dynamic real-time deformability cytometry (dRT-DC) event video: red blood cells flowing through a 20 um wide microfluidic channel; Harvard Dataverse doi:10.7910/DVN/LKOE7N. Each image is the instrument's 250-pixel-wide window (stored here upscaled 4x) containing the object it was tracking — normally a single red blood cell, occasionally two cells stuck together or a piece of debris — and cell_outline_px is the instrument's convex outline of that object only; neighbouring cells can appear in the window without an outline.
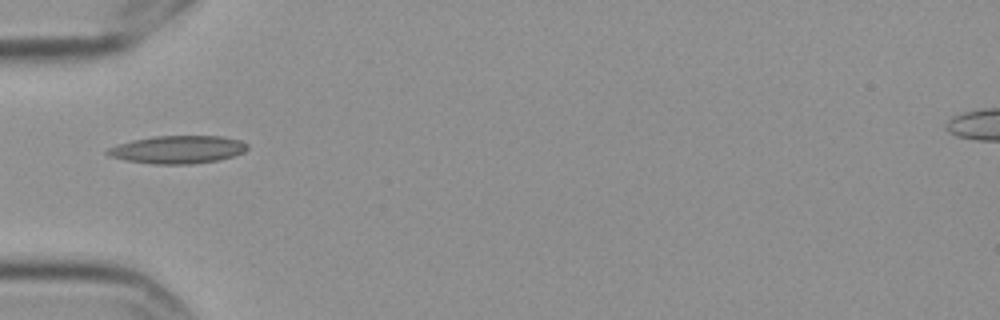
{"species": "Egyptian fruit bat (a non-hibernating species)", "species_latin": "Rousettus aegyptiacus", "temperature_condition": "cold", "stored_images_in_passage": 11, "camera_frame_rate_fps": 3000, "um_per_image_px": 0.085, "frame": {"image": 1, "passage_image": 1, "time_ms": 0.0, "image_size_px": [1000, 320], "cell_outline_px": [[248, 148], [244, 152], [232, 156], [216, 160], [188, 164], [156, 164], [124, 160], [108, 156], [104, 152], [108, 148], [132, 140], [152, 136], [224, 136], [240, 140], [248, 144]], "centroid_in_image_um": [15.09, 12.7], "position_along_channel_um": 69.9, "area_um2": 22.66}}
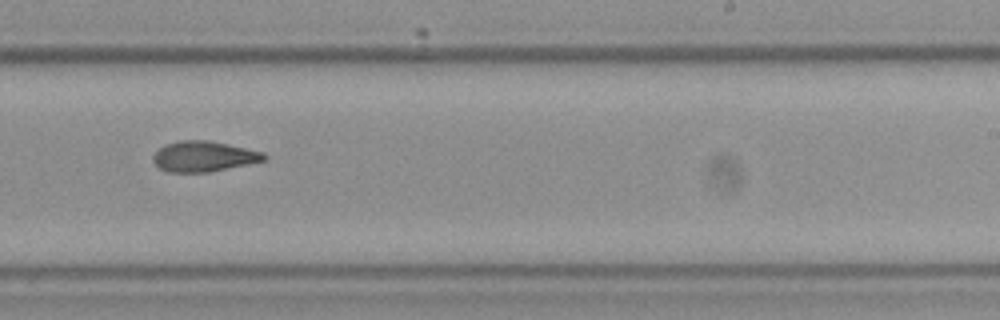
{"frame": {"image": 2, "passage_image": 6, "time_ms": 1.667, "image_size_px": [1000, 320], "cell_outline_px": [[268, 156], [264, 160], [248, 164], [208, 172], [168, 172], [160, 168], [152, 160], [152, 156], [164, 144], [180, 140], [208, 140], [228, 144], [264, 152]], "centroid_in_image_um": [17.31, 13.28], "position_along_channel_um": 271.7, "area_um2": 19.65}}
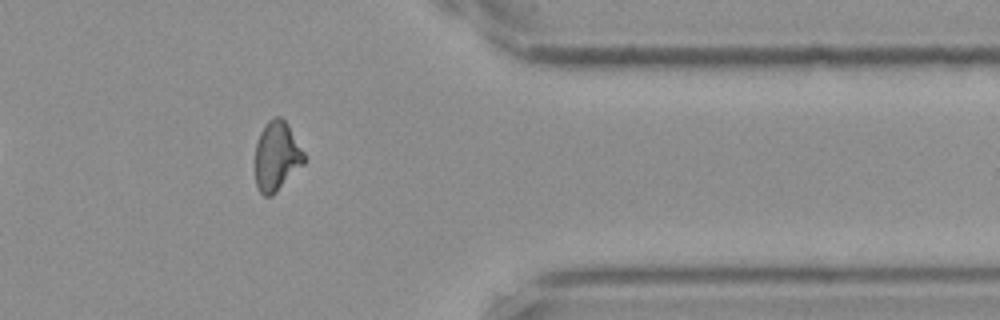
{"frame": {"image": 3, "passage_image": 9, "time_ms": 2.667, "image_size_px": [1000, 320], "cell_outline_px": [[304, 164], [272, 196], [264, 196], [260, 192], [256, 184], [256, 144], [260, 132], [264, 124], [272, 116], [280, 116], [288, 124], [304, 152]], "centroid_in_image_um": [23.52, 13.25], "position_along_channel_um": 387.9, "area_um2": 19.77}}